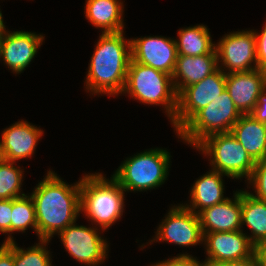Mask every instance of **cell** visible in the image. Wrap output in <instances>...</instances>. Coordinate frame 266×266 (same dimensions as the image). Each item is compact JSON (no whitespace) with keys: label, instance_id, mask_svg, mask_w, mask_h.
Listing matches in <instances>:
<instances>
[{"label":"cell","instance_id":"cell-26","mask_svg":"<svg viewBox=\"0 0 266 266\" xmlns=\"http://www.w3.org/2000/svg\"><path fill=\"white\" fill-rule=\"evenodd\" d=\"M50 240H39L36 245L27 249L18 247L14 241V265L15 266H52L50 251L46 245Z\"/></svg>","mask_w":266,"mask_h":266},{"label":"cell","instance_id":"cell-11","mask_svg":"<svg viewBox=\"0 0 266 266\" xmlns=\"http://www.w3.org/2000/svg\"><path fill=\"white\" fill-rule=\"evenodd\" d=\"M155 241L156 243L165 241L185 247L202 244L203 233L198 214L190 211L183 203L172 206L158 226L155 238L150 243Z\"/></svg>","mask_w":266,"mask_h":266},{"label":"cell","instance_id":"cell-13","mask_svg":"<svg viewBox=\"0 0 266 266\" xmlns=\"http://www.w3.org/2000/svg\"><path fill=\"white\" fill-rule=\"evenodd\" d=\"M203 242L208 256L205 262L241 261L255 255L256 247L243 230L206 233Z\"/></svg>","mask_w":266,"mask_h":266},{"label":"cell","instance_id":"cell-7","mask_svg":"<svg viewBox=\"0 0 266 266\" xmlns=\"http://www.w3.org/2000/svg\"><path fill=\"white\" fill-rule=\"evenodd\" d=\"M195 149L210 158L212 170L231 179L248 180L256 164L231 132L207 136Z\"/></svg>","mask_w":266,"mask_h":266},{"label":"cell","instance_id":"cell-12","mask_svg":"<svg viewBox=\"0 0 266 266\" xmlns=\"http://www.w3.org/2000/svg\"><path fill=\"white\" fill-rule=\"evenodd\" d=\"M132 60L172 76L178 56L176 41L162 36L131 38Z\"/></svg>","mask_w":266,"mask_h":266},{"label":"cell","instance_id":"cell-2","mask_svg":"<svg viewBox=\"0 0 266 266\" xmlns=\"http://www.w3.org/2000/svg\"><path fill=\"white\" fill-rule=\"evenodd\" d=\"M123 32L101 33L85 80L88 92L109 96L122 94L132 59L131 39L127 40Z\"/></svg>","mask_w":266,"mask_h":266},{"label":"cell","instance_id":"cell-29","mask_svg":"<svg viewBox=\"0 0 266 266\" xmlns=\"http://www.w3.org/2000/svg\"><path fill=\"white\" fill-rule=\"evenodd\" d=\"M151 266H206L205 261L202 263L190 254H179L176 257L169 258L167 260L159 261Z\"/></svg>","mask_w":266,"mask_h":266},{"label":"cell","instance_id":"cell-3","mask_svg":"<svg viewBox=\"0 0 266 266\" xmlns=\"http://www.w3.org/2000/svg\"><path fill=\"white\" fill-rule=\"evenodd\" d=\"M125 190L113 178L102 173L83 175L80 179L81 213L105 231L121 218Z\"/></svg>","mask_w":266,"mask_h":266},{"label":"cell","instance_id":"cell-1","mask_svg":"<svg viewBox=\"0 0 266 266\" xmlns=\"http://www.w3.org/2000/svg\"><path fill=\"white\" fill-rule=\"evenodd\" d=\"M53 171L30 194L35 205L38 240H51L76 223L81 212L80 179L69 185Z\"/></svg>","mask_w":266,"mask_h":266},{"label":"cell","instance_id":"cell-5","mask_svg":"<svg viewBox=\"0 0 266 266\" xmlns=\"http://www.w3.org/2000/svg\"><path fill=\"white\" fill-rule=\"evenodd\" d=\"M170 153L155 148L126 158L112 177L125 191H146L161 186L169 175Z\"/></svg>","mask_w":266,"mask_h":266},{"label":"cell","instance_id":"cell-28","mask_svg":"<svg viewBox=\"0 0 266 266\" xmlns=\"http://www.w3.org/2000/svg\"><path fill=\"white\" fill-rule=\"evenodd\" d=\"M12 199L0 200V232L8 235L3 243L14 241L11 236Z\"/></svg>","mask_w":266,"mask_h":266},{"label":"cell","instance_id":"cell-8","mask_svg":"<svg viewBox=\"0 0 266 266\" xmlns=\"http://www.w3.org/2000/svg\"><path fill=\"white\" fill-rule=\"evenodd\" d=\"M226 90V74L217 69L202 81L185 87L177 95V111L171 121L176 133L202 108Z\"/></svg>","mask_w":266,"mask_h":266},{"label":"cell","instance_id":"cell-9","mask_svg":"<svg viewBox=\"0 0 266 266\" xmlns=\"http://www.w3.org/2000/svg\"><path fill=\"white\" fill-rule=\"evenodd\" d=\"M215 49L218 68L225 74L258 69L256 37L252 29L230 32L224 35L217 42ZM219 62H221V66Z\"/></svg>","mask_w":266,"mask_h":266},{"label":"cell","instance_id":"cell-6","mask_svg":"<svg viewBox=\"0 0 266 266\" xmlns=\"http://www.w3.org/2000/svg\"><path fill=\"white\" fill-rule=\"evenodd\" d=\"M243 114L225 90L206 107L198 111L178 132L181 138L195 148L207 136L228 133Z\"/></svg>","mask_w":266,"mask_h":266},{"label":"cell","instance_id":"cell-20","mask_svg":"<svg viewBox=\"0 0 266 266\" xmlns=\"http://www.w3.org/2000/svg\"><path fill=\"white\" fill-rule=\"evenodd\" d=\"M223 176L226 175L215 170H210L206 174H203L191 187L190 203L184 206L195 214H198L203 209L226 200L227 197L225 198L223 195Z\"/></svg>","mask_w":266,"mask_h":266},{"label":"cell","instance_id":"cell-23","mask_svg":"<svg viewBox=\"0 0 266 266\" xmlns=\"http://www.w3.org/2000/svg\"><path fill=\"white\" fill-rule=\"evenodd\" d=\"M175 39L178 55L200 56L216 52L209 29L201 24L179 29Z\"/></svg>","mask_w":266,"mask_h":266},{"label":"cell","instance_id":"cell-24","mask_svg":"<svg viewBox=\"0 0 266 266\" xmlns=\"http://www.w3.org/2000/svg\"><path fill=\"white\" fill-rule=\"evenodd\" d=\"M33 228L37 234L35 205L30 195L12 199L11 234Z\"/></svg>","mask_w":266,"mask_h":266},{"label":"cell","instance_id":"cell-15","mask_svg":"<svg viewBox=\"0 0 266 266\" xmlns=\"http://www.w3.org/2000/svg\"><path fill=\"white\" fill-rule=\"evenodd\" d=\"M266 90V72L256 69L226 74V91L242 114H250Z\"/></svg>","mask_w":266,"mask_h":266},{"label":"cell","instance_id":"cell-17","mask_svg":"<svg viewBox=\"0 0 266 266\" xmlns=\"http://www.w3.org/2000/svg\"><path fill=\"white\" fill-rule=\"evenodd\" d=\"M43 130L27 121H18L5 128L1 135V142L7 161L16 162L30 158L36 151L37 143Z\"/></svg>","mask_w":266,"mask_h":266},{"label":"cell","instance_id":"cell-19","mask_svg":"<svg viewBox=\"0 0 266 266\" xmlns=\"http://www.w3.org/2000/svg\"><path fill=\"white\" fill-rule=\"evenodd\" d=\"M230 132L255 162L266 159L265 123L250 114H243Z\"/></svg>","mask_w":266,"mask_h":266},{"label":"cell","instance_id":"cell-27","mask_svg":"<svg viewBox=\"0 0 266 266\" xmlns=\"http://www.w3.org/2000/svg\"><path fill=\"white\" fill-rule=\"evenodd\" d=\"M246 181L256 194L249 193L257 199L266 201V159L256 162L251 176Z\"/></svg>","mask_w":266,"mask_h":266},{"label":"cell","instance_id":"cell-16","mask_svg":"<svg viewBox=\"0 0 266 266\" xmlns=\"http://www.w3.org/2000/svg\"><path fill=\"white\" fill-rule=\"evenodd\" d=\"M221 203L205 208L198 213L202 233L242 230L241 190Z\"/></svg>","mask_w":266,"mask_h":266},{"label":"cell","instance_id":"cell-10","mask_svg":"<svg viewBox=\"0 0 266 266\" xmlns=\"http://www.w3.org/2000/svg\"><path fill=\"white\" fill-rule=\"evenodd\" d=\"M96 226L86 227L73 223L59 234L66 251L76 261L87 266H99L107 258L108 243Z\"/></svg>","mask_w":266,"mask_h":266},{"label":"cell","instance_id":"cell-31","mask_svg":"<svg viewBox=\"0 0 266 266\" xmlns=\"http://www.w3.org/2000/svg\"><path fill=\"white\" fill-rule=\"evenodd\" d=\"M0 266H15L14 241L3 243L0 246Z\"/></svg>","mask_w":266,"mask_h":266},{"label":"cell","instance_id":"cell-14","mask_svg":"<svg viewBox=\"0 0 266 266\" xmlns=\"http://www.w3.org/2000/svg\"><path fill=\"white\" fill-rule=\"evenodd\" d=\"M44 37L27 31H2L1 60L13 73L19 74L28 67L42 45Z\"/></svg>","mask_w":266,"mask_h":266},{"label":"cell","instance_id":"cell-35","mask_svg":"<svg viewBox=\"0 0 266 266\" xmlns=\"http://www.w3.org/2000/svg\"><path fill=\"white\" fill-rule=\"evenodd\" d=\"M6 161H7V159H6L5 151H4L2 142L0 140V165Z\"/></svg>","mask_w":266,"mask_h":266},{"label":"cell","instance_id":"cell-37","mask_svg":"<svg viewBox=\"0 0 266 266\" xmlns=\"http://www.w3.org/2000/svg\"><path fill=\"white\" fill-rule=\"evenodd\" d=\"M2 56V33L0 34V59Z\"/></svg>","mask_w":266,"mask_h":266},{"label":"cell","instance_id":"cell-32","mask_svg":"<svg viewBox=\"0 0 266 266\" xmlns=\"http://www.w3.org/2000/svg\"><path fill=\"white\" fill-rule=\"evenodd\" d=\"M256 120L266 124V90L261 94L257 105L250 113Z\"/></svg>","mask_w":266,"mask_h":266},{"label":"cell","instance_id":"cell-22","mask_svg":"<svg viewBox=\"0 0 266 266\" xmlns=\"http://www.w3.org/2000/svg\"><path fill=\"white\" fill-rule=\"evenodd\" d=\"M241 215V224L251 231L252 235H248L250 242L258 247L266 241V201L255 198L247 190H241Z\"/></svg>","mask_w":266,"mask_h":266},{"label":"cell","instance_id":"cell-18","mask_svg":"<svg viewBox=\"0 0 266 266\" xmlns=\"http://www.w3.org/2000/svg\"><path fill=\"white\" fill-rule=\"evenodd\" d=\"M218 69L217 53L200 56L178 55L172 74L177 95L187 86L202 81Z\"/></svg>","mask_w":266,"mask_h":266},{"label":"cell","instance_id":"cell-33","mask_svg":"<svg viewBox=\"0 0 266 266\" xmlns=\"http://www.w3.org/2000/svg\"><path fill=\"white\" fill-rule=\"evenodd\" d=\"M206 266H259L256 255L250 259L233 262H205Z\"/></svg>","mask_w":266,"mask_h":266},{"label":"cell","instance_id":"cell-25","mask_svg":"<svg viewBox=\"0 0 266 266\" xmlns=\"http://www.w3.org/2000/svg\"><path fill=\"white\" fill-rule=\"evenodd\" d=\"M23 169L15 162L6 161L0 165V200L14 199L26 195L21 193Z\"/></svg>","mask_w":266,"mask_h":266},{"label":"cell","instance_id":"cell-30","mask_svg":"<svg viewBox=\"0 0 266 266\" xmlns=\"http://www.w3.org/2000/svg\"><path fill=\"white\" fill-rule=\"evenodd\" d=\"M261 32L254 31L256 37V58L258 69L266 72V23Z\"/></svg>","mask_w":266,"mask_h":266},{"label":"cell","instance_id":"cell-36","mask_svg":"<svg viewBox=\"0 0 266 266\" xmlns=\"http://www.w3.org/2000/svg\"><path fill=\"white\" fill-rule=\"evenodd\" d=\"M4 27H6V26L4 25L3 17H2V12L0 11V34L2 33Z\"/></svg>","mask_w":266,"mask_h":266},{"label":"cell","instance_id":"cell-4","mask_svg":"<svg viewBox=\"0 0 266 266\" xmlns=\"http://www.w3.org/2000/svg\"><path fill=\"white\" fill-rule=\"evenodd\" d=\"M122 93L129 94L140 103L164 106L170 121L175 117L177 93L172 76L165 72L131 59Z\"/></svg>","mask_w":266,"mask_h":266},{"label":"cell","instance_id":"cell-34","mask_svg":"<svg viewBox=\"0 0 266 266\" xmlns=\"http://www.w3.org/2000/svg\"><path fill=\"white\" fill-rule=\"evenodd\" d=\"M255 255L259 266H266V241L256 247Z\"/></svg>","mask_w":266,"mask_h":266},{"label":"cell","instance_id":"cell-21","mask_svg":"<svg viewBox=\"0 0 266 266\" xmlns=\"http://www.w3.org/2000/svg\"><path fill=\"white\" fill-rule=\"evenodd\" d=\"M123 6L121 0H86L84 14L102 33H118L124 31Z\"/></svg>","mask_w":266,"mask_h":266}]
</instances>
